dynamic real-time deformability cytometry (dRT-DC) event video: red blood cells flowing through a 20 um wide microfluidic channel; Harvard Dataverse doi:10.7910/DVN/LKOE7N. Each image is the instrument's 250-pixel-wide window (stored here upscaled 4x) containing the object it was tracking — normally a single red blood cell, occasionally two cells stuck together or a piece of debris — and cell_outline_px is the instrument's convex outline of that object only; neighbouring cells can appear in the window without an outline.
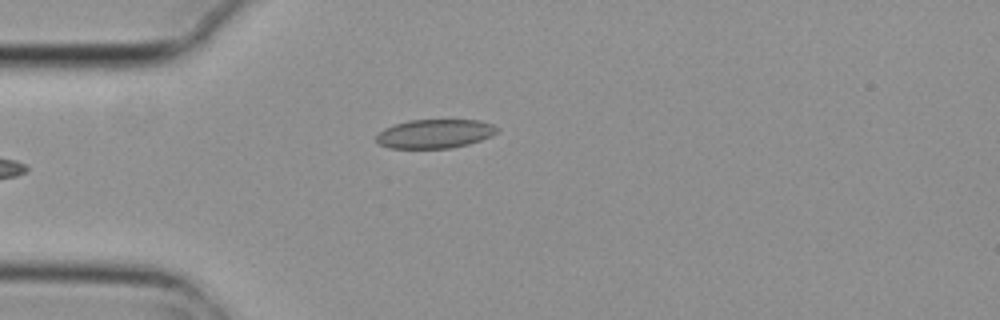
{"species": "common noctule bat (a hibernating species)", "species_latin": "Nyctalus noctula", "temperature_condition": "cold", "stored_images_in_passage": 6, "camera_frame_rate_fps": 3000, "um_per_image_px": 0.085, "animal": {"sex": "female", "body_mass_g": 29.2, "forearm_length_mm": 56.3}, "frame": {"image": 1, "passage_image": 6, "time_ms": 1.667, "image_size_px": [1000, 320], "cell_outline_px": [[500, 128], [492, 136], [468, 144], [448, 148], [388, 148], [380, 144], [376, 140], [376, 136], [384, 128], [408, 120], [480, 120], [492, 124]], "centroid_in_image_um": [36.97, 11.36], "position_along_channel_um": 48.0, "area_um2": 20.29}}